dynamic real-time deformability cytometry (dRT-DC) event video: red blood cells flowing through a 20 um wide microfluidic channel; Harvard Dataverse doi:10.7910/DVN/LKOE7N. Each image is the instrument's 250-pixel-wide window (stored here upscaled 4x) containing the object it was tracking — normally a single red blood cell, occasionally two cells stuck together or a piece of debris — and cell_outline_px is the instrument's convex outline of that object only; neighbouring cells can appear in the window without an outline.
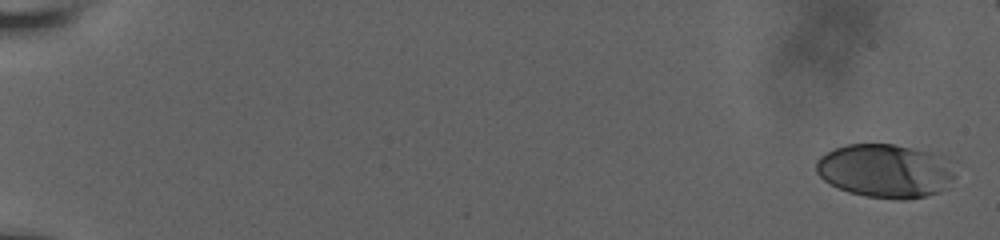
{"species": "human", "species_latin": "Homo sapiens", "temperature_condition": "room temperature", "stored_images_in_passage": 23, "camera_frame_rate_fps": 3000, "um_per_image_px": 0.085, "donor": {"sex": "male"}, "frame": {"image": 1, "passage_image": 1, "time_ms": 0.0, "image_size_px": [1000, 240], "cell_outline_px": [[956, 176], [936, 192], [924, 196], [904, 200], [900, 200], [864, 196], [848, 192], [824, 180], [816, 172], [816, 160], [820, 156], [836, 148], [848, 144], [896, 144], [928, 152], [940, 156]], "centroid_in_image_um": [75.17, 14.52], "position_along_channel_um": 9.8, "area_um2": 42.66}}
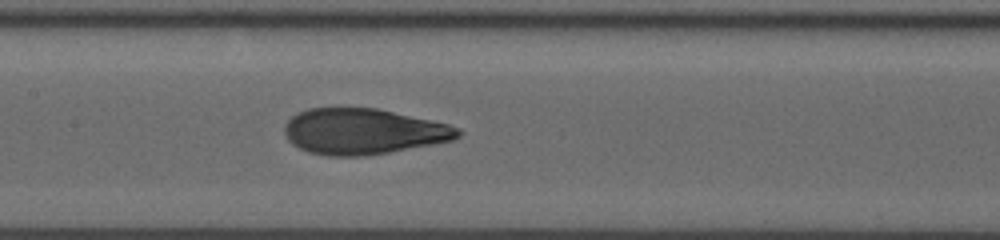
{"frame": {"image": 2, "passage_image": 12, "time_ms": 10.0, "image_size_px": [1000, 240], "cell_outline_px": [[464, 132], [456, 140], [388, 152], [364, 156], [328, 156], [308, 152], [292, 144], [288, 140], [284, 132], [284, 124], [292, 116], [308, 108], [376, 108], [448, 124], [460, 128]], "centroid_in_image_um": [30.88, 11.18], "position_along_channel_um": 176.5, "area_um2": 46.3}}
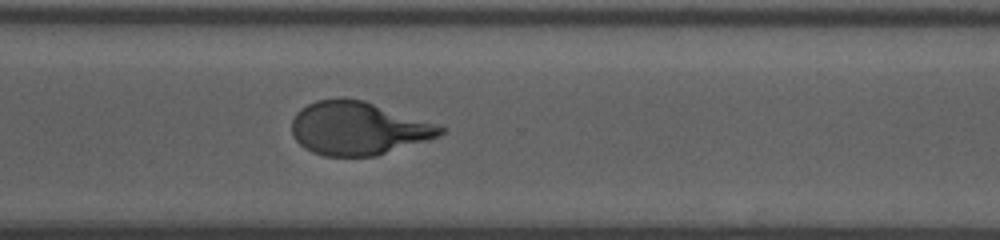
{"frame": {"image": 3, "passage_image": 23, "time_ms": 14.333, "image_size_px": [1000, 240], "cell_outline_px": [[444, 132], [440, 136], [428, 140], [376, 156], [324, 156], [312, 152], [304, 148], [296, 140], [292, 132], [292, 120], [296, 112], [300, 108], [316, 100], [364, 100], [436, 124], [444, 128]], "centroid_in_image_um": [30.43, 10.93], "position_along_channel_um": 340.2, "area_um2": 45.55}}